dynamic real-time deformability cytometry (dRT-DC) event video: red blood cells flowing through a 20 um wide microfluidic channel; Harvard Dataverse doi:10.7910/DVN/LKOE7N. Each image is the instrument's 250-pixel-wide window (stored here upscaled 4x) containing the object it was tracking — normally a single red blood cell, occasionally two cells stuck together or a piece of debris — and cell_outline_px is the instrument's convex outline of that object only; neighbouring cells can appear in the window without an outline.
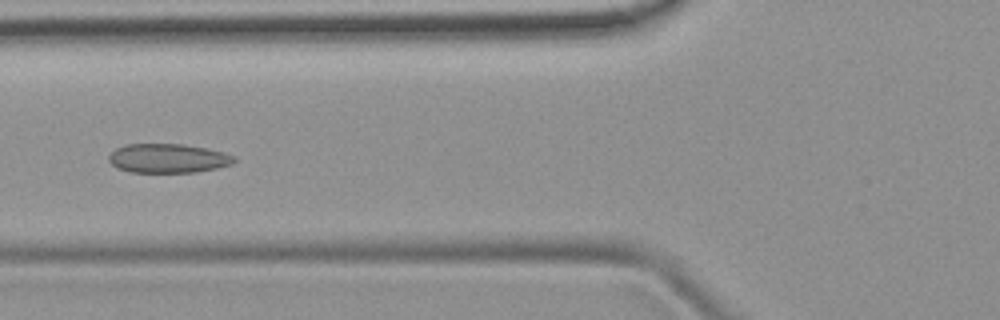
{"species": "common noctule bat (a hibernating species)", "species_latin": "Nyctalus noctula", "temperature_condition": "room temperature", "stored_images_in_passage": 6, "camera_frame_rate_fps": 3000, "um_per_image_px": 0.085, "animal": {"sex": "female", "body_mass_g": 19.9}, "frame": {"image": 1, "passage_image": 4, "time_ms": 3.667, "image_size_px": [1000, 320], "cell_outline_px": [[236, 160], [232, 164], [216, 168], [196, 172], [132, 172], [116, 168], [108, 160], [108, 156], [116, 148], [124, 144], [184, 144], [208, 148], [224, 152], [236, 156]], "centroid_in_image_um": [14.29, 13.45], "position_along_channel_um": 111.5, "area_um2": 21.44}}
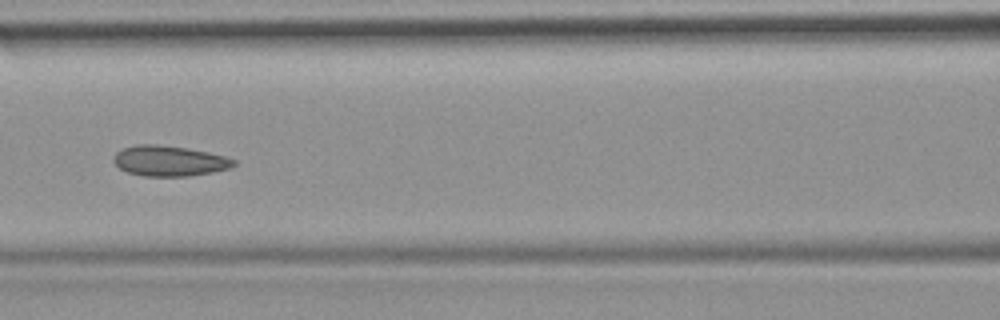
{"frame": {"image": 2, "passage_image": 5, "time_ms": 4.667, "image_size_px": [1000, 320], "cell_outline_px": [[236, 164], [228, 168], [212, 172], [188, 176], [144, 176], [128, 172], [120, 168], [112, 160], [112, 156], [116, 152], [124, 148], [136, 144], [156, 144], [188, 148], [208, 152], [224, 156], [236, 160]], "centroid_in_image_um": [14.37, 13.67], "position_along_channel_um": 152.2, "area_um2": 21.27}}
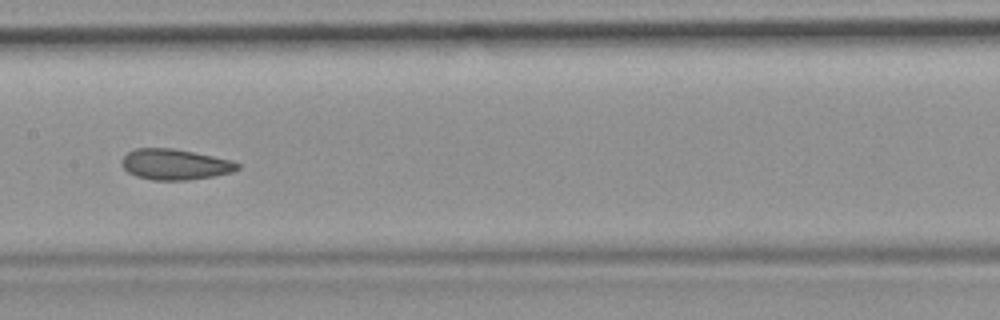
{"frame": {"image": 3, "passage_image": 6, "time_ms": 5.667, "image_size_px": [1000, 320], "cell_outline_px": [[240, 168], [232, 172], [212, 176], [188, 180], [152, 180], [136, 176], [128, 172], [120, 164], [120, 160], [128, 152], [136, 148], [172, 148], [232, 160], [240, 164]], "centroid_in_image_um": [14.85, 13.97], "position_along_channel_um": 192.6, "area_um2": 20.69}}